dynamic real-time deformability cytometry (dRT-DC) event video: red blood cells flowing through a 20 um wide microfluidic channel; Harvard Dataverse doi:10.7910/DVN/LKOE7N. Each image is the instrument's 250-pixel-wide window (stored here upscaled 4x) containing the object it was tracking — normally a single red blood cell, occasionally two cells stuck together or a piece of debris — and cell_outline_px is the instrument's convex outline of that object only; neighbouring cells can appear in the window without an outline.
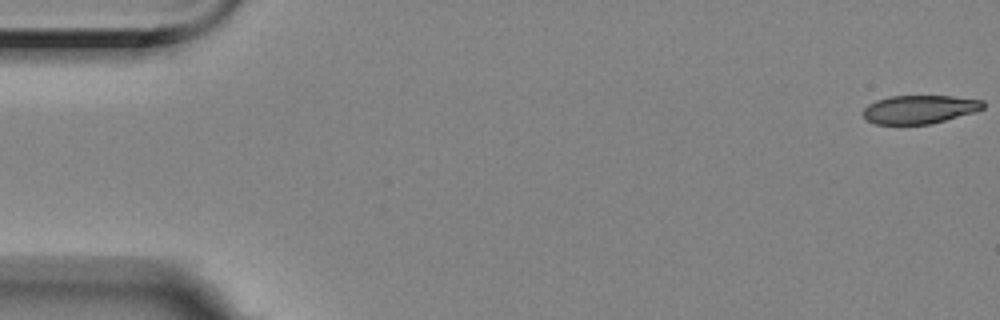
{"species": "Egyptian fruit bat (a non-hibernating species)", "species_latin": "Rousettus aegyptiacus", "temperature_condition": "room temperature", "stored_images_in_passage": 22, "camera_frame_rate_fps": 3000, "um_per_image_px": 0.085, "animal": {"sex": "female"}, "frame": {"image": 1, "passage_image": 1, "time_ms": 0.0, "image_size_px": [1000, 320], "cell_outline_px": [[984, 108], [976, 112], [932, 124], [876, 124], [868, 120], [864, 116], [864, 108], [868, 104], [876, 100], [892, 96], [952, 96], [984, 100]], "centroid_in_image_um": [78.21, 9.29], "position_along_channel_um": 6.8, "area_um2": 19.94}}
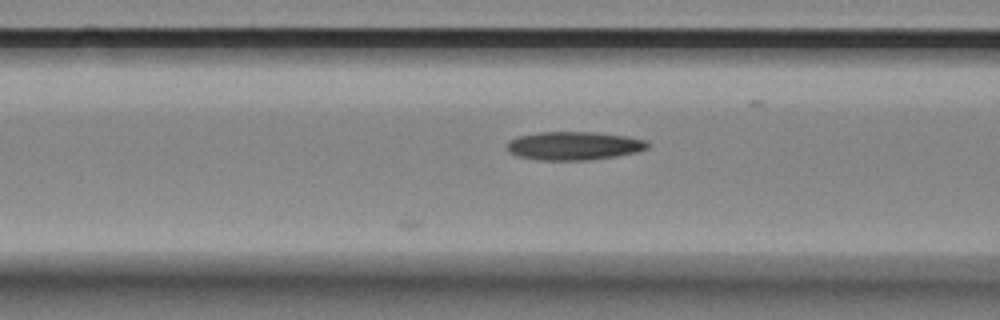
{"frame": {"image": 2, "passage_image": 22, "time_ms": 7.0, "image_size_px": [1000, 320], "cell_outline_px": [[648, 148], [636, 152], [616, 156], [588, 160], [536, 160], [516, 156], [508, 152], [504, 148], [508, 140], [516, 136], [540, 132], [592, 132], [628, 136], [644, 140], [648, 144]], "centroid_in_image_um": [48.69, 12.39], "position_along_channel_um": 117.9, "area_um2": 23.52}}